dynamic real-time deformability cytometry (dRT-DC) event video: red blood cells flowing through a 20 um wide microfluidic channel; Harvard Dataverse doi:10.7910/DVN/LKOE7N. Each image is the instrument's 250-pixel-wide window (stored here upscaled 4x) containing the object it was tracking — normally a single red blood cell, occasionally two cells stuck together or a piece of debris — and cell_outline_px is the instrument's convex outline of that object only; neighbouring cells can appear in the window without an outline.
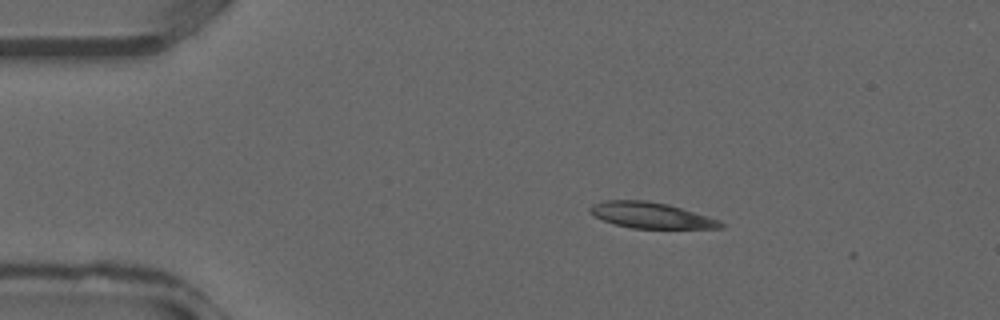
{"species": "common noctule bat (a hibernating species)", "species_latin": "Nyctalus noctula", "temperature_condition": "warm", "stored_images_in_passage": 36, "camera_frame_rate_fps": 3000, "um_per_image_px": 0.085, "animal": {"sex": "male", "forearm_length_mm": 52.5}, "frame": {"image": 1, "passage_image": 6, "time_ms": 1.667, "image_size_px": [1000, 320], "cell_outline_px": [[724, 228], [632, 228], [616, 224], [604, 220], [588, 212], [588, 208], [592, 204], [604, 200], [648, 200], [668, 204], [708, 216], [720, 220], [724, 224]], "centroid_in_image_um": [55.33, 18.29], "position_along_channel_um": 29.7, "area_um2": 19.65}}
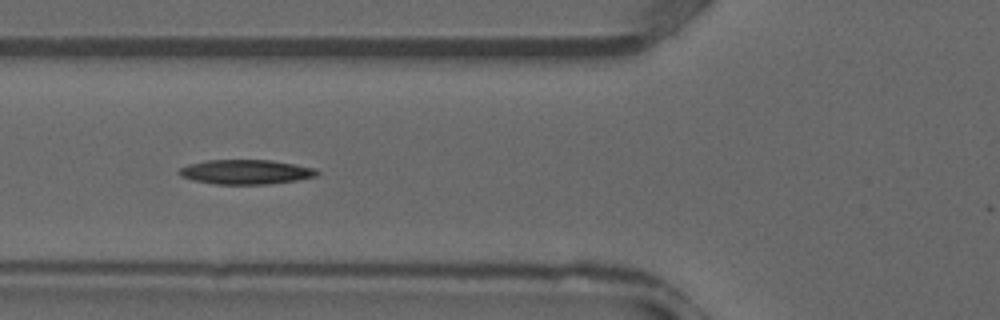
{"frame": {"image": 2, "passage_image": 13, "time_ms": 4.0, "image_size_px": [1000, 320], "cell_outline_px": [[320, 172], [316, 176], [296, 180], [268, 184], [216, 184], [192, 180], [180, 176], [176, 172], [180, 168], [188, 164], [208, 160], [272, 160], [316, 168]], "centroid_in_image_um": [20.87, 14.61], "position_along_channel_um": 104.9, "area_um2": 19.77}}
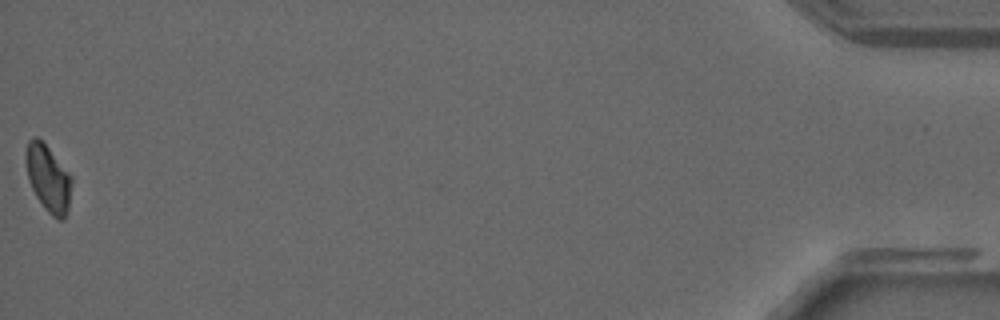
{"frame": {"image": 3, "passage_image": 36, "time_ms": 11.667, "image_size_px": [1000, 320], "cell_outline_px": [[72, 184], [68, 208], [64, 220], [60, 220], [52, 216], [44, 208], [36, 196], [32, 188], [28, 176], [28, 140], [32, 136], [36, 136], [48, 148], [72, 176]], "centroid_in_image_um": [4.15, 15.21], "position_along_channel_um": 431.1, "area_um2": 17.22}}